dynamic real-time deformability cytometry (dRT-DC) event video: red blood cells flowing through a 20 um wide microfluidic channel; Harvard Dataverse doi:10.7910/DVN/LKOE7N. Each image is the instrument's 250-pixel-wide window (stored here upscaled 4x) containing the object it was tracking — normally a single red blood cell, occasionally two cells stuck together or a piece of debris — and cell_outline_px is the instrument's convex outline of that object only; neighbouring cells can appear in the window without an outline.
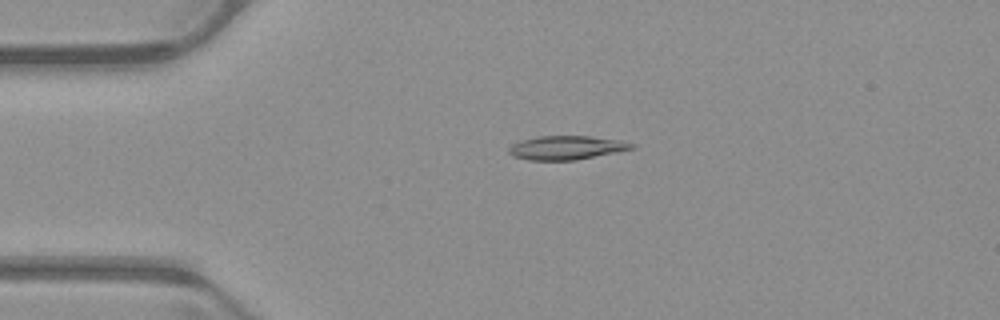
{"species": "common noctule bat (a hibernating species)", "species_latin": "Nyctalus noctula", "temperature_condition": "warm", "stored_images_in_passage": 43, "camera_frame_rate_fps": 3000, "um_per_image_px": 0.085, "animal": {"sex": "male", "body_mass_g": 23.1, "forearm_length_mm": 52.7}, "frame": {"image": 1, "passage_image": 3, "time_ms": 0.667, "image_size_px": [1000, 320], "cell_outline_px": [[636, 148], [576, 160], [528, 160], [512, 156], [508, 152], [508, 148], [512, 144], [520, 140], [536, 136], [588, 136], [620, 140], [636, 144]], "centroid_in_image_um": [48.13, 12.55], "position_along_channel_um": 36.9, "area_um2": 17.17}}
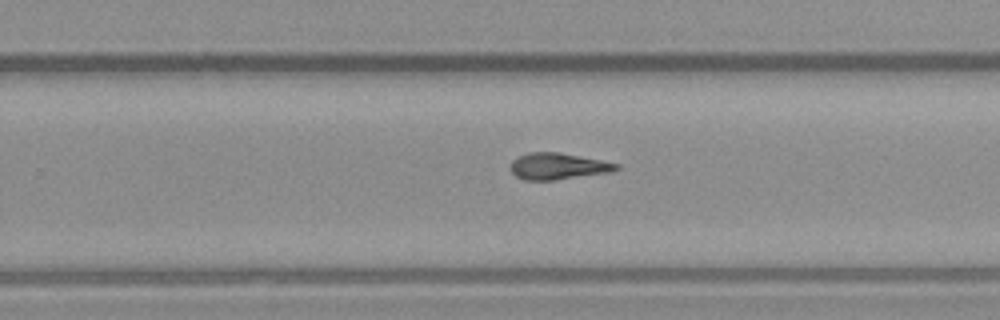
{"frame": {"image": 2, "passage_image": 24, "time_ms": 7.667, "image_size_px": [1000, 320], "cell_outline_px": [[620, 168], [612, 172], [552, 180], [524, 180], [516, 176], [508, 168], [512, 160], [528, 152], [560, 152], [620, 164]], "centroid_in_image_um": [47.41, 14.13], "position_along_channel_um": 282.4, "area_um2": 16.36}}
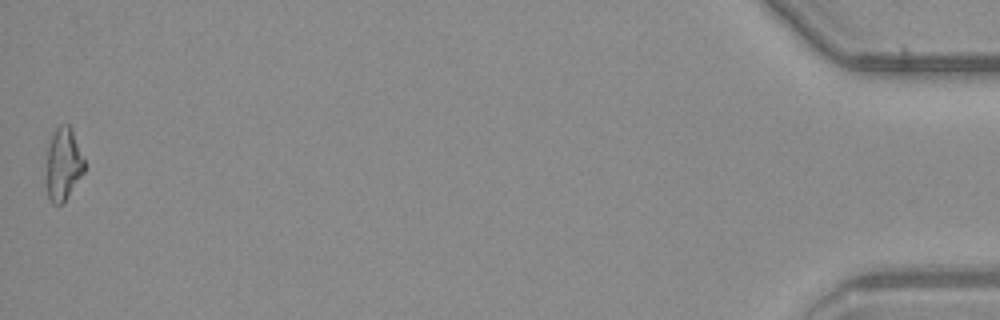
{"frame": {"image": 3, "passage_image": 43, "time_ms": 14.0, "image_size_px": [1000, 320], "cell_outline_px": [[84, 172], [64, 204], [52, 204], [48, 196], [44, 180], [44, 176], [48, 148], [52, 136], [56, 128], [60, 124], [68, 124], [72, 128], [84, 160]], "centroid_in_image_um": [5.35, 14.0], "position_along_channel_um": 429.9, "area_um2": 16.53}, "authors_computed_cell_mechanics": {"area_um2": 16.2996, "velocity_mm_per_s": 3.9735, "shape_relaxation_time_tau1_ms": null, "shape_relaxation_time_tau2_ms": 2.7322, "deformation_change_tau1": null, "deformation_change_tau2": 0.1173}}